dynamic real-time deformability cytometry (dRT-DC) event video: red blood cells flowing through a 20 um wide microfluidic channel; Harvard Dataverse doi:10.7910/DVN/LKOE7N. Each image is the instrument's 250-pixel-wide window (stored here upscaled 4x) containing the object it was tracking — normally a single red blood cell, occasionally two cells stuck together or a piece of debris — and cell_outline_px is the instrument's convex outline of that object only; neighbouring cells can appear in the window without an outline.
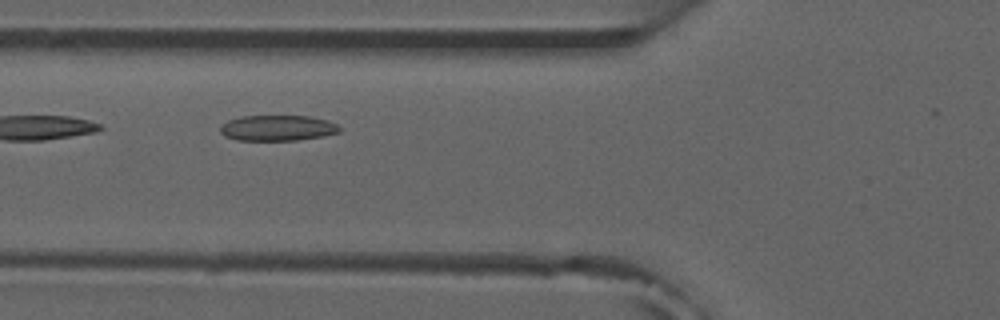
{"species": "common noctule bat (a hibernating species)", "species_latin": "Nyctalus noctula", "temperature_condition": "room temperature", "stored_images_in_passage": 3, "camera_frame_rate_fps": 3000, "um_per_image_px": 0.085, "animal": {"sex": "male", "forearm_length_mm": 52.5}, "frame": {"image": 1, "passage_image": 2, "time_ms": 1.333, "image_size_px": [1000, 320], "cell_outline_px": [[340, 132], [324, 136], [296, 140], [236, 140], [224, 136], [220, 132], [220, 124], [228, 120], [240, 116], [308, 116], [328, 120], [336, 124], [340, 128]], "centroid_in_image_um": [23.56, 10.88], "position_along_channel_um": 102.2, "area_um2": 17.92}}